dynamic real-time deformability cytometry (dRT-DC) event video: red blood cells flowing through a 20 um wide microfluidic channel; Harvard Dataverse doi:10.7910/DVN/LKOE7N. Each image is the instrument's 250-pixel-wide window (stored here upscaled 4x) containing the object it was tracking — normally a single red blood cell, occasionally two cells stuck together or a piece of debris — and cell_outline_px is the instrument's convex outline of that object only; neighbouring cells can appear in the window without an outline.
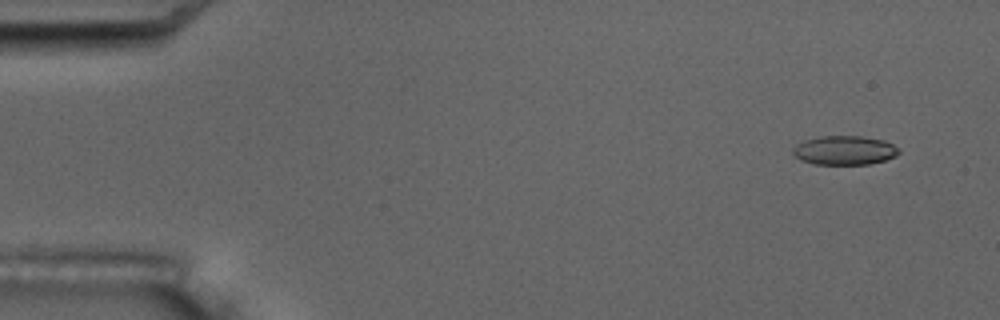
{"species": "common noctule bat (a hibernating species)", "species_latin": "Nyctalus noctula", "temperature_condition": "room temperature", "stored_images_in_passage": 8, "camera_frame_rate_fps": 3000, "um_per_image_px": 0.085, "animal": {"sex": "male", "body_mass_g": 17.5, "forearm_length_mm": 52.3}, "frame": {"image": 1, "passage_image": 2, "time_ms": 1.0, "image_size_px": [1000, 320], "cell_outline_px": [[900, 152], [896, 156], [884, 160], [868, 164], [816, 164], [800, 160], [792, 152], [792, 148], [796, 144], [804, 140], [820, 136], [860, 136], [884, 140], [900, 148]], "centroid_in_image_um": [71.78, 12.77], "position_along_channel_um": 13.2, "area_um2": 17.98}}
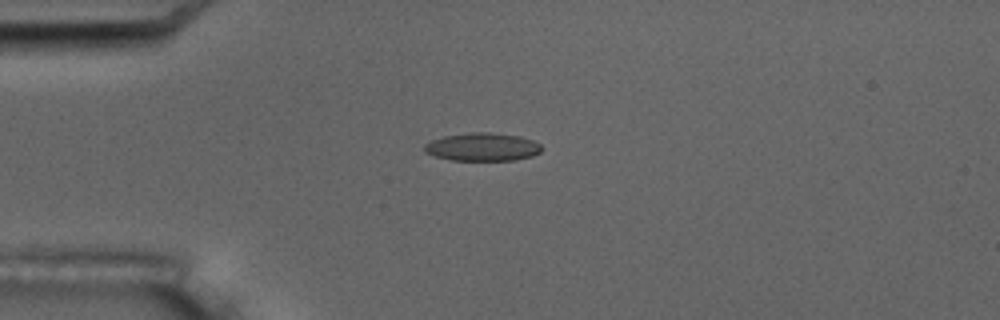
{"frame": {"image": 2, "passage_image": 5, "time_ms": 4.667, "image_size_px": [1000, 320], "cell_outline_px": [[544, 148], [540, 152], [532, 156], [516, 160], [452, 160], [436, 156], [424, 152], [424, 144], [432, 140], [444, 136], [468, 132], [492, 132], [520, 136], [532, 140], [540, 144]], "centroid_in_image_um": [41.03, 12.48], "position_along_channel_um": 44.0, "area_um2": 19.31}}